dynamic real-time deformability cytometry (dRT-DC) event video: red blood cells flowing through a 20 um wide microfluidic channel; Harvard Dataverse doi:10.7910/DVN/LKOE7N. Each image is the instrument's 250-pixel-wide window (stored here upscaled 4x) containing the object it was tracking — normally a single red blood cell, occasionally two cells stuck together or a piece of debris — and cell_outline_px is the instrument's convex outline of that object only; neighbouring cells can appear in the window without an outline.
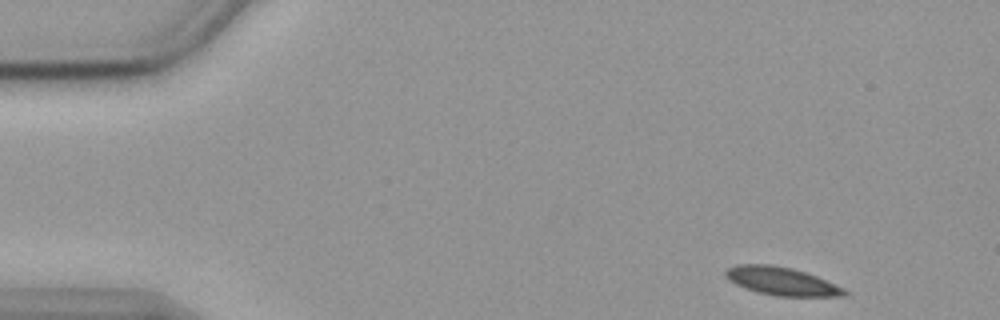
{"species": "common noctule bat (a hibernating species)", "species_latin": "Nyctalus noctula", "temperature_condition": "cold", "stored_images_in_passage": 53, "camera_frame_rate_fps": 3000, "um_per_image_px": 0.085, "animal": {"sex": "female", "body_mass_g": 19.9}, "frame": {"image": 1, "passage_image": 1, "time_ms": 0.0, "image_size_px": [1000, 320], "cell_outline_px": [[848, 296], [776, 296], [744, 288], [728, 280], [724, 276], [724, 272], [728, 268], [736, 264], [772, 264], [792, 268], [816, 276], [844, 288], [848, 292]], "centroid_in_image_um": [66.41, 23.89], "position_along_channel_um": 18.6, "area_um2": 19.48}}
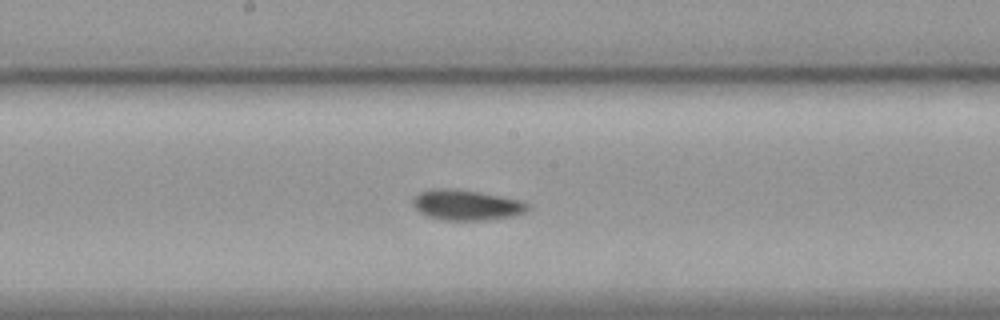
{"frame": {"image": 2, "passage_image": 25, "time_ms": 8.0, "image_size_px": [1000, 320], "cell_outline_px": [[532, 208], [524, 212], [512, 216], [480, 220], [444, 220], [428, 216], [420, 212], [412, 204], [412, 196], [420, 192], [432, 188], [452, 188], [480, 192], [524, 200]], "centroid_in_image_um": [39.64, 17.4], "position_along_channel_um": 208.6, "area_um2": 20.52}}
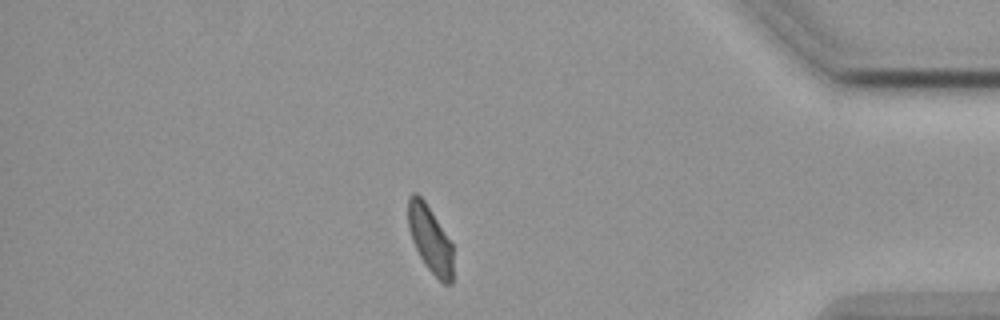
{"frame": {"image": 3, "passage_image": 44, "time_ms": 14.333, "image_size_px": [1000, 320], "cell_outline_px": [[452, 284], [444, 284], [428, 268], [420, 256], [412, 240], [408, 228], [408, 196], [412, 192], [416, 192], [424, 200], [452, 244]], "centroid_in_image_um": [36.54, 20.3], "position_along_channel_um": 398.7, "area_um2": 17.17}, "authors_computed_cell_mechanics": {"area_um2": 19.7098, "velocity_mm_per_s": 3.5489, "shape_relaxation_time_tau1_ms": 4.1621, "shape_relaxation_time_tau2_ms": 3.7361, "deformation_change_tau1": 0.1259, "deformation_change_tau2": 0.0868}}